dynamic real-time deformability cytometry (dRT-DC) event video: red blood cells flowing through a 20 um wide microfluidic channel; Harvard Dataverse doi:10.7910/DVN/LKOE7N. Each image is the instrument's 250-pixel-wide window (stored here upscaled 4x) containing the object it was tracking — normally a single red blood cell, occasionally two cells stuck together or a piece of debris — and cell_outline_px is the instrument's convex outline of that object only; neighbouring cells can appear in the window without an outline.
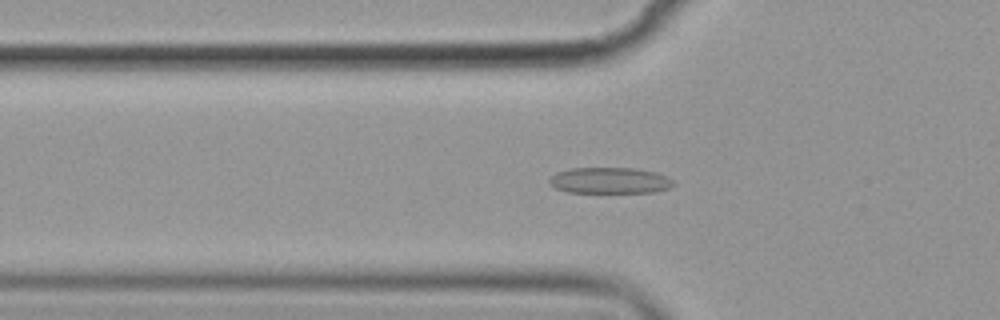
{"species": "common noctule bat (a hibernating species)", "species_latin": "Nyctalus noctula", "temperature_condition": "cold", "stored_images_in_passage": 52, "camera_frame_rate_fps": 3000, "um_per_image_px": 0.085, "animal": {"sex": "female", "body_mass_g": 19.9}, "frame": {"image": 1, "passage_image": 15, "time_ms": 4.667, "image_size_px": [1000, 320], "cell_outline_px": [[676, 184], [668, 188], [656, 192], [568, 192], [556, 188], [548, 184], [548, 180], [556, 172], [572, 168], [632, 168], [656, 172], [672, 180]], "centroid_in_image_um": [51.81, 15.34], "position_along_channel_um": 74.0, "area_um2": 18.79}}
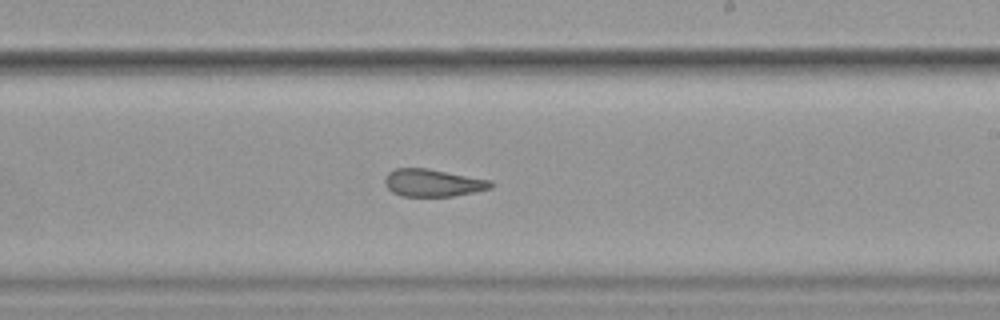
{"frame": {"image": 2, "passage_image": 30, "time_ms": 9.667, "image_size_px": [1000, 320], "cell_outline_px": [[492, 188], [452, 196], [400, 196], [392, 192], [384, 184], [384, 180], [388, 172], [396, 168], [424, 168], [492, 180]], "centroid_in_image_um": [36.76, 15.54], "position_along_channel_um": 252.2, "area_um2": 16.82}}
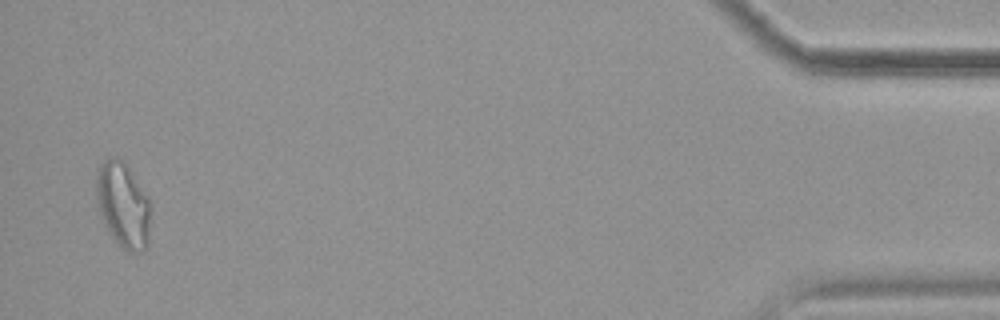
{"frame": {"image": 3, "passage_image": 51, "time_ms": 16.667, "image_size_px": [1000, 320], "cell_outline_px": [[148, 244], [144, 252], [128, 252], [116, 244], [108, 232], [104, 224], [96, 200], [96, 168], [108, 156], [116, 156], [124, 160], [148, 196]], "centroid_in_image_um": [10.42, 17.4], "position_along_channel_um": 424.8, "area_um2": 27.34}, "authors_computed_cell_mechanics": {"area_um2": 19.1607, "velocity_mm_per_s": 3.5669, "shape_relaxation_time_tau1_ms": null, "shape_relaxation_time_tau2_ms": 2.4968, "deformation_change_tau1": null, "deformation_change_tau2": 0.0967}}